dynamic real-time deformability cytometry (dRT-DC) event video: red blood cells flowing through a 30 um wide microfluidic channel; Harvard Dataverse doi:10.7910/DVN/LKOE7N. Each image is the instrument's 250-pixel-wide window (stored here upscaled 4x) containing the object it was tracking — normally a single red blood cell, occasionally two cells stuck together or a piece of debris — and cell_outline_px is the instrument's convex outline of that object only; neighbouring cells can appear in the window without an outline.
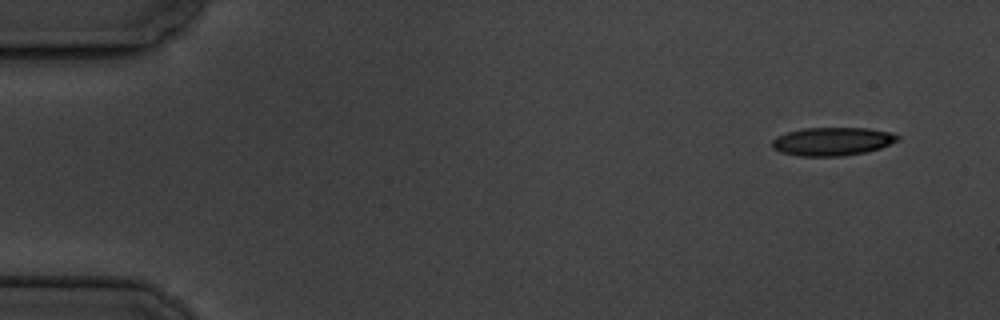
{"species": "common noctule bat (a hibernating species)", "species_latin": "Nyctalus noctula", "temperature_condition": "cold", "stored_images_in_passage": 5, "camera_frame_rate_fps": 3000, "um_per_image_px": 0.085, "animal": {"sex": "male", "body_mass_g": 19.5, "forearm_length_mm": 54.6}, "frame": {"image": 1, "passage_image": 1, "time_ms": 0.0, "image_size_px": [1000, 320], "cell_outline_px": [[900, 140], [880, 148], [868, 152], [840, 156], [796, 156], [780, 152], [772, 148], [772, 140], [776, 136], [788, 132], [804, 128], [868, 128], [892, 132], [900, 136]], "centroid_in_image_um": [70.76, 12.02], "position_along_channel_um": 14.2, "area_um2": 20.92}}